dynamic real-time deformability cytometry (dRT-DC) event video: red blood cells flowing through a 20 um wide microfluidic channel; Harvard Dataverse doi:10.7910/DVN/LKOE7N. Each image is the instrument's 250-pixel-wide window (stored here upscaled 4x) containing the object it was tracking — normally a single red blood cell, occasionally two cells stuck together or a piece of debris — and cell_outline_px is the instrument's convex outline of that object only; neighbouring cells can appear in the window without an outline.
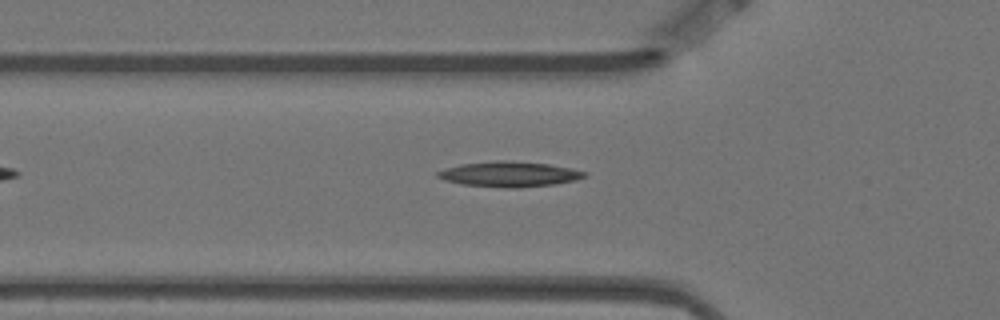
{"species": "Egyptian fruit bat (a non-hibernating species)", "species_latin": "Rousettus aegyptiacus", "temperature_condition": "warm", "stored_images_in_passage": 3, "camera_frame_rate_fps": 3000, "um_per_image_px": 0.085, "animal": {"sex": "female"}, "frame": {"image": 1, "passage_image": 3, "time_ms": 0.667, "image_size_px": [1000, 320], "cell_outline_px": [[588, 176], [576, 180], [552, 184], [520, 188], [504, 188], [460, 184], [444, 180], [436, 176], [436, 172], [460, 164], [496, 160], [504, 160], [548, 164], [572, 168], [588, 172]], "centroid_in_image_um": [43.31, 14.81], "position_along_channel_um": 82.5, "area_um2": 21.73}}